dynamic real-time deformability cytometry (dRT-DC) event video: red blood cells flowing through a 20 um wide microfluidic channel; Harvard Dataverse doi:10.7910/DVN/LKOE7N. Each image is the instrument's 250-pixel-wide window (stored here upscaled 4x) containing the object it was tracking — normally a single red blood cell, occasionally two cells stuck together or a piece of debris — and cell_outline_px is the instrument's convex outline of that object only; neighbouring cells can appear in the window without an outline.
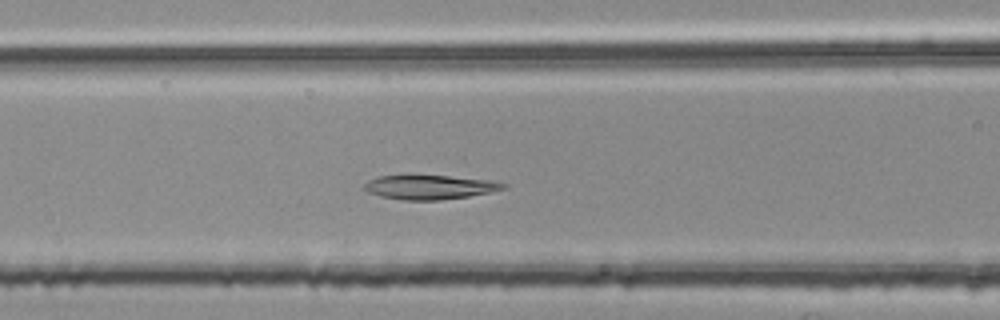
{"species": "common noctule bat (a hibernating species)", "species_latin": "Nyctalus noctula", "temperature_condition": "room temperature", "stored_images_in_passage": 4, "segment_of_instrument_passage": [2, 2], "camera_frame_rate_fps": 3000, "um_per_image_px": 0.085, "animal": {"sex": "female", "body_mass_g": 25.1}, "frame": {"image": 1, "passage_image": 4, "time_ms": 1.0, "image_size_px": [1000, 320], "cell_outline_px": [[508, 184], [504, 188], [488, 192], [468, 196], [440, 200], [404, 200], [380, 196], [368, 192], [364, 188], [364, 184], [368, 180], [380, 176], [448, 176], [488, 180]], "centroid_in_image_um": [36.49, 15.91], "position_along_channel_um": 130.1, "area_um2": 19.19}}